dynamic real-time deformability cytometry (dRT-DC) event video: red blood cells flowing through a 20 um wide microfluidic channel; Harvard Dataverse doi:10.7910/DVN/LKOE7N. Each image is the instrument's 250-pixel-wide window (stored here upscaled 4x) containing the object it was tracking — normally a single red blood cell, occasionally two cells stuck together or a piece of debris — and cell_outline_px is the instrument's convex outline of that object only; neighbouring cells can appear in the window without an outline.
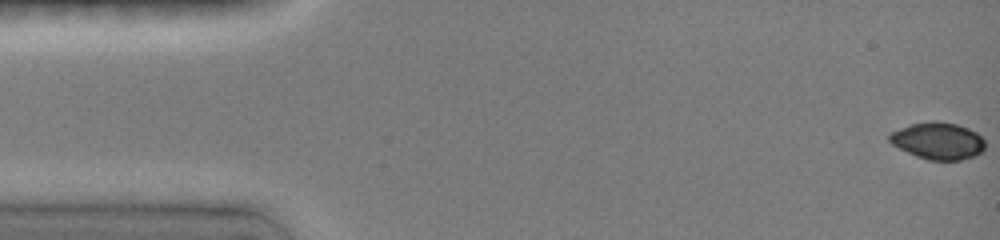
{"species": "common noctule bat (a hibernating species)", "species_latin": "Nyctalus noctula", "temperature_condition": "room temperature", "stored_images_in_passage": 14, "camera_frame_rate_fps": 3000, "um_per_image_px": 0.085, "animal": {"sex": "female", "body_mass_g": 19.0, "forearm_length_mm": 51.5}, "frame": {"image": 1, "passage_image": 1, "time_ms": 0.0, "image_size_px": [1000, 240], "cell_outline_px": [[984, 148], [976, 156], [960, 160], [928, 160], [916, 156], [892, 144], [888, 140], [888, 136], [892, 132], [908, 124], [932, 120], [936, 120], [956, 124], [968, 128], [976, 132], [984, 140]], "centroid_in_image_um": [79.72, 11.96], "position_along_channel_um": 5.3, "area_um2": 20.63}}